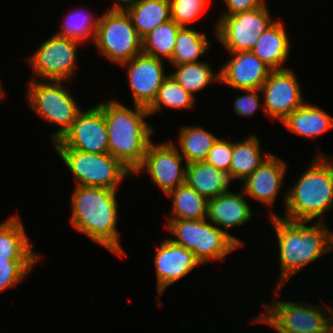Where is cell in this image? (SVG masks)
<instances>
[{
    "mask_svg": "<svg viewBox=\"0 0 333 333\" xmlns=\"http://www.w3.org/2000/svg\"><path fill=\"white\" fill-rule=\"evenodd\" d=\"M263 305L265 308L261 316L253 318L252 323H267L277 333L333 330V308L330 306L325 309L323 306L313 307L309 303L291 300H277Z\"/></svg>",
    "mask_w": 333,
    "mask_h": 333,
    "instance_id": "obj_7",
    "label": "cell"
},
{
    "mask_svg": "<svg viewBox=\"0 0 333 333\" xmlns=\"http://www.w3.org/2000/svg\"><path fill=\"white\" fill-rule=\"evenodd\" d=\"M287 165L283 159L271 154L251 175L242 181L245 196L273 206L286 177Z\"/></svg>",
    "mask_w": 333,
    "mask_h": 333,
    "instance_id": "obj_18",
    "label": "cell"
},
{
    "mask_svg": "<svg viewBox=\"0 0 333 333\" xmlns=\"http://www.w3.org/2000/svg\"><path fill=\"white\" fill-rule=\"evenodd\" d=\"M81 44L73 39L52 35L32 56L26 58L35 76L31 80H72L77 66V48Z\"/></svg>",
    "mask_w": 333,
    "mask_h": 333,
    "instance_id": "obj_11",
    "label": "cell"
},
{
    "mask_svg": "<svg viewBox=\"0 0 333 333\" xmlns=\"http://www.w3.org/2000/svg\"><path fill=\"white\" fill-rule=\"evenodd\" d=\"M171 19L181 27L198 21L206 8L207 0H169Z\"/></svg>",
    "mask_w": 333,
    "mask_h": 333,
    "instance_id": "obj_33",
    "label": "cell"
},
{
    "mask_svg": "<svg viewBox=\"0 0 333 333\" xmlns=\"http://www.w3.org/2000/svg\"><path fill=\"white\" fill-rule=\"evenodd\" d=\"M196 97L186 91L171 75L164 80L159 88L157 97L148 108L150 116L157 114L164 107L171 109H194Z\"/></svg>",
    "mask_w": 333,
    "mask_h": 333,
    "instance_id": "obj_31",
    "label": "cell"
},
{
    "mask_svg": "<svg viewBox=\"0 0 333 333\" xmlns=\"http://www.w3.org/2000/svg\"><path fill=\"white\" fill-rule=\"evenodd\" d=\"M219 17L214 34L227 52L252 50L260 35L276 21L271 17L267 4L251 11Z\"/></svg>",
    "mask_w": 333,
    "mask_h": 333,
    "instance_id": "obj_10",
    "label": "cell"
},
{
    "mask_svg": "<svg viewBox=\"0 0 333 333\" xmlns=\"http://www.w3.org/2000/svg\"><path fill=\"white\" fill-rule=\"evenodd\" d=\"M17 215L0 223V263L7 260H39L40 256L32 249L23 222Z\"/></svg>",
    "mask_w": 333,
    "mask_h": 333,
    "instance_id": "obj_21",
    "label": "cell"
},
{
    "mask_svg": "<svg viewBox=\"0 0 333 333\" xmlns=\"http://www.w3.org/2000/svg\"><path fill=\"white\" fill-rule=\"evenodd\" d=\"M4 97H5V92H4L2 84L0 82V100H2Z\"/></svg>",
    "mask_w": 333,
    "mask_h": 333,
    "instance_id": "obj_40",
    "label": "cell"
},
{
    "mask_svg": "<svg viewBox=\"0 0 333 333\" xmlns=\"http://www.w3.org/2000/svg\"><path fill=\"white\" fill-rule=\"evenodd\" d=\"M107 126L109 153L133 174L141 166L146 150L152 142L154 128L145 121L148 109L133 105L127 108L112 99L99 103Z\"/></svg>",
    "mask_w": 333,
    "mask_h": 333,
    "instance_id": "obj_3",
    "label": "cell"
},
{
    "mask_svg": "<svg viewBox=\"0 0 333 333\" xmlns=\"http://www.w3.org/2000/svg\"><path fill=\"white\" fill-rule=\"evenodd\" d=\"M207 219H167L165 228L171 232L173 243L192 251L199 263L223 260L240 246L224 231Z\"/></svg>",
    "mask_w": 333,
    "mask_h": 333,
    "instance_id": "obj_5",
    "label": "cell"
},
{
    "mask_svg": "<svg viewBox=\"0 0 333 333\" xmlns=\"http://www.w3.org/2000/svg\"><path fill=\"white\" fill-rule=\"evenodd\" d=\"M180 28L172 19L157 26L142 39V53L170 62Z\"/></svg>",
    "mask_w": 333,
    "mask_h": 333,
    "instance_id": "obj_30",
    "label": "cell"
},
{
    "mask_svg": "<svg viewBox=\"0 0 333 333\" xmlns=\"http://www.w3.org/2000/svg\"><path fill=\"white\" fill-rule=\"evenodd\" d=\"M241 192L242 194H236L228 190L208 200L206 219L215 226L217 225L220 230H224L240 247H243V243L239 238L225 230L234 226L245 225L253 216L249 202L243 197L245 193L242 188Z\"/></svg>",
    "mask_w": 333,
    "mask_h": 333,
    "instance_id": "obj_19",
    "label": "cell"
},
{
    "mask_svg": "<svg viewBox=\"0 0 333 333\" xmlns=\"http://www.w3.org/2000/svg\"><path fill=\"white\" fill-rule=\"evenodd\" d=\"M305 333H333V330H319V331L305 332Z\"/></svg>",
    "mask_w": 333,
    "mask_h": 333,
    "instance_id": "obj_39",
    "label": "cell"
},
{
    "mask_svg": "<svg viewBox=\"0 0 333 333\" xmlns=\"http://www.w3.org/2000/svg\"><path fill=\"white\" fill-rule=\"evenodd\" d=\"M230 182L228 174L205 161L186 165L185 183L207 200L228 191Z\"/></svg>",
    "mask_w": 333,
    "mask_h": 333,
    "instance_id": "obj_23",
    "label": "cell"
},
{
    "mask_svg": "<svg viewBox=\"0 0 333 333\" xmlns=\"http://www.w3.org/2000/svg\"><path fill=\"white\" fill-rule=\"evenodd\" d=\"M167 196L172 198V209L171 215L166 216V219L197 220L207 218L208 200L186 183L170 191Z\"/></svg>",
    "mask_w": 333,
    "mask_h": 333,
    "instance_id": "obj_27",
    "label": "cell"
},
{
    "mask_svg": "<svg viewBox=\"0 0 333 333\" xmlns=\"http://www.w3.org/2000/svg\"><path fill=\"white\" fill-rule=\"evenodd\" d=\"M260 141L255 135L247 136L245 140L233 142V153L229 171V179L245 180L272 153L267 152L262 157Z\"/></svg>",
    "mask_w": 333,
    "mask_h": 333,
    "instance_id": "obj_24",
    "label": "cell"
},
{
    "mask_svg": "<svg viewBox=\"0 0 333 333\" xmlns=\"http://www.w3.org/2000/svg\"><path fill=\"white\" fill-rule=\"evenodd\" d=\"M227 53L231 58L219 69V83L237 90L260 89L272 70L251 50Z\"/></svg>",
    "mask_w": 333,
    "mask_h": 333,
    "instance_id": "obj_17",
    "label": "cell"
},
{
    "mask_svg": "<svg viewBox=\"0 0 333 333\" xmlns=\"http://www.w3.org/2000/svg\"><path fill=\"white\" fill-rule=\"evenodd\" d=\"M90 13V14H89ZM64 23L55 34L61 37L76 40L83 44L91 38L94 42L99 22V16L95 18L87 10H72L65 16Z\"/></svg>",
    "mask_w": 333,
    "mask_h": 333,
    "instance_id": "obj_32",
    "label": "cell"
},
{
    "mask_svg": "<svg viewBox=\"0 0 333 333\" xmlns=\"http://www.w3.org/2000/svg\"><path fill=\"white\" fill-rule=\"evenodd\" d=\"M269 219L279 247L281 274L274 289L277 295L293 275L333 250V232L327 227L326 221H315L314 225L306 226L310 222L286 220L272 211Z\"/></svg>",
    "mask_w": 333,
    "mask_h": 333,
    "instance_id": "obj_1",
    "label": "cell"
},
{
    "mask_svg": "<svg viewBox=\"0 0 333 333\" xmlns=\"http://www.w3.org/2000/svg\"><path fill=\"white\" fill-rule=\"evenodd\" d=\"M181 127L176 147L185 163L204 161L218 137L199 125Z\"/></svg>",
    "mask_w": 333,
    "mask_h": 333,
    "instance_id": "obj_26",
    "label": "cell"
},
{
    "mask_svg": "<svg viewBox=\"0 0 333 333\" xmlns=\"http://www.w3.org/2000/svg\"><path fill=\"white\" fill-rule=\"evenodd\" d=\"M326 157L318 152L299 180L283 194L285 211L281 218L324 222L323 215L333 207V157Z\"/></svg>",
    "mask_w": 333,
    "mask_h": 333,
    "instance_id": "obj_4",
    "label": "cell"
},
{
    "mask_svg": "<svg viewBox=\"0 0 333 333\" xmlns=\"http://www.w3.org/2000/svg\"><path fill=\"white\" fill-rule=\"evenodd\" d=\"M74 176L76 186L118 190L119 183L133 173L110 153L95 154L75 149H55Z\"/></svg>",
    "mask_w": 333,
    "mask_h": 333,
    "instance_id": "obj_9",
    "label": "cell"
},
{
    "mask_svg": "<svg viewBox=\"0 0 333 333\" xmlns=\"http://www.w3.org/2000/svg\"><path fill=\"white\" fill-rule=\"evenodd\" d=\"M168 141L159 144L152 141L146 150L141 166L133 174L135 176L141 172L147 173L153 184L158 186L165 195L185 184L187 165L182 164V161L185 160L180 155L176 144ZM183 165L185 166L183 167Z\"/></svg>",
    "mask_w": 333,
    "mask_h": 333,
    "instance_id": "obj_12",
    "label": "cell"
},
{
    "mask_svg": "<svg viewBox=\"0 0 333 333\" xmlns=\"http://www.w3.org/2000/svg\"><path fill=\"white\" fill-rule=\"evenodd\" d=\"M126 12L141 39L171 19L169 0H137Z\"/></svg>",
    "mask_w": 333,
    "mask_h": 333,
    "instance_id": "obj_25",
    "label": "cell"
},
{
    "mask_svg": "<svg viewBox=\"0 0 333 333\" xmlns=\"http://www.w3.org/2000/svg\"><path fill=\"white\" fill-rule=\"evenodd\" d=\"M176 71L171 75L186 91L195 97L207 85L213 82H220L219 71L214 73L208 62H194L179 65H172Z\"/></svg>",
    "mask_w": 333,
    "mask_h": 333,
    "instance_id": "obj_29",
    "label": "cell"
},
{
    "mask_svg": "<svg viewBox=\"0 0 333 333\" xmlns=\"http://www.w3.org/2000/svg\"><path fill=\"white\" fill-rule=\"evenodd\" d=\"M137 0H114V3L109 10H126L133 5Z\"/></svg>",
    "mask_w": 333,
    "mask_h": 333,
    "instance_id": "obj_38",
    "label": "cell"
},
{
    "mask_svg": "<svg viewBox=\"0 0 333 333\" xmlns=\"http://www.w3.org/2000/svg\"><path fill=\"white\" fill-rule=\"evenodd\" d=\"M38 260H7L0 263V293L18 285Z\"/></svg>",
    "mask_w": 333,
    "mask_h": 333,
    "instance_id": "obj_34",
    "label": "cell"
},
{
    "mask_svg": "<svg viewBox=\"0 0 333 333\" xmlns=\"http://www.w3.org/2000/svg\"><path fill=\"white\" fill-rule=\"evenodd\" d=\"M94 46L106 60L121 65L142 53V39L126 10H105L99 16Z\"/></svg>",
    "mask_w": 333,
    "mask_h": 333,
    "instance_id": "obj_8",
    "label": "cell"
},
{
    "mask_svg": "<svg viewBox=\"0 0 333 333\" xmlns=\"http://www.w3.org/2000/svg\"><path fill=\"white\" fill-rule=\"evenodd\" d=\"M165 61L141 53L121 64L127 69V82L133 98V105L149 108L155 101L166 75Z\"/></svg>",
    "mask_w": 333,
    "mask_h": 333,
    "instance_id": "obj_15",
    "label": "cell"
},
{
    "mask_svg": "<svg viewBox=\"0 0 333 333\" xmlns=\"http://www.w3.org/2000/svg\"><path fill=\"white\" fill-rule=\"evenodd\" d=\"M241 92H246L243 95H239L234 100V112L236 115H240L243 117H250L255 114L257 109L261 107L260 103V89H246V90H239ZM260 95V96H259Z\"/></svg>",
    "mask_w": 333,
    "mask_h": 333,
    "instance_id": "obj_36",
    "label": "cell"
},
{
    "mask_svg": "<svg viewBox=\"0 0 333 333\" xmlns=\"http://www.w3.org/2000/svg\"><path fill=\"white\" fill-rule=\"evenodd\" d=\"M210 45L205 33L189 27H181L176 38L170 64L179 65L199 62V58L207 54Z\"/></svg>",
    "mask_w": 333,
    "mask_h": 333,
    "instance_id": "obj_28",
    "label": "cell"
},
{
    "mask_svg": "<svg viewBox=\"0 0 333 333\" xmlns=\"http://www.w3.org/2000/svg\"><path fill=\"white\" fill-rule=\"evenodd\" d=\"M292 69L273 70L262 84L263 110L273 120L282 122L306 101Z\"/></svg>",
    "mask_w": 333,
    "mask_h": 333,
    "instance_id": "obj_14",
    "label": "cell"
},
{
    "mask_svg": "<svg viewBox=\"0 0 333 333\" xmlns=\"http://www.w3.org/2000/svg\"><path fill=\"white\" fill-rule=\"evenodd\" d=\"M232 153L233 141L218 138L204 161L228 174L229 177Z\"/></svg>",
    "mask_w": 333,
    "mask_h": 333,
    "instance_id": "obj_35",
    "label": "cell"
},
{
    "mask_svg": "<svg viewBox=\"0 0 333 333\" xmlns=\"http://www.w3.org/2000/svg\"><path fill=\"white\" fill-rule=\"evenodd\" d=\"M64 82L68 81L30 80L25 94L27 104L41 119L60 127L51 135L53 144L71 128L82 110Z\"/></svg>",
    "mask_w": 333,
    "mask_h": 333,
    "instance_id": "obj_6",
    "label": "cell"
},
{
    "mask_svg": "<svg viewBox=\"0 0 333 333\" xmlns=\"http://www.w3.org/2000/svg\"><path fill=\"white\" fill-rule=\"evenodd\" d=\"M226 3L227 11L221 16H231L236 13L251 11L263 7L266 3L265 0H223Z\"/></svg>",
    "mask_w": 333,
    "mask_h": 333,
    "instance_id": "obj_37",
    "label": "cell"
},
{
    "mask_svg": "<svg viewBox=\"0 0 333 333\" xmlns=\"http://www.w3.org/2000/svg\"><path fill=\"white\" fill-rule=\"evenodd\" d=\"M54 149H75L87 153H109L107 126L102 107L80 111L71 128L54 144Z\"/></svg>",
    "mask_w": 333,
    "mask_h": 333,
    "instance_id": "obj_13",
    "label": "cell"
},
{
    "mask_svg": "<svg viewBox=\"0 0 333 333\" xmlns=\"http://www.w3.org/2000/svg\"><path fill=\"white\" fill-rule=\"evenodd\" d=\"M284 23L277 20L263 32L251 50L272 71L283 70L290 54V39Z\"/></svg>",
    "mask_w": 333,
    "mask_h": 333,
    "instance_id": "obj_20",
    "label": "cell"
},
{
    "mask_svg": "<svg viewBox=\"0 0 333 333\" xmlns=\"http://www.w3.org/2000/svg\"><path fill=\"white\" fill-rule=\"evenodd\" d=\"M117 190L103 187L76 186L71 194L74 229L114 255L123 256L120 233L117 231Z\"/></svg>",
    "mask_w": 333,
    "mask_h": 333,
    "instance_id": "obj_2",
    "label": "cell"
},
{
    "mask_svg": "<svg viewBox=\"0 0 333 333\" xmlns=\"http://www.w3.org/2000/svg\"><path fill=\"white\" fill-rule=\"evenodd\" d=\"M281 123L296 135L314 139L333 128V117L318 105L305 102Z\"/></svg>",
    "mask_w": 333,
    "mask_h": 333,
    "instance_id": "obj_22",
    "label": "cell"
},
{
    "mask_svg": "<svg viewBox=\"0 0 333 333\" xmlns=\"http://www.w3.org/2000/svg\"><path fill=\"white\" fill-rule=\"evenodd\" d=\"M154 265L157 281V303L168 286L188 275L194 268L201 265L194 253L183 246L173 243L169 237L157 246L154 253Z\"/></svg>",
    "mask_w": 333,
    "mask_h": 333,
    "instance_id": "obj_16",
    "label": "cell"
}]
</instances>
